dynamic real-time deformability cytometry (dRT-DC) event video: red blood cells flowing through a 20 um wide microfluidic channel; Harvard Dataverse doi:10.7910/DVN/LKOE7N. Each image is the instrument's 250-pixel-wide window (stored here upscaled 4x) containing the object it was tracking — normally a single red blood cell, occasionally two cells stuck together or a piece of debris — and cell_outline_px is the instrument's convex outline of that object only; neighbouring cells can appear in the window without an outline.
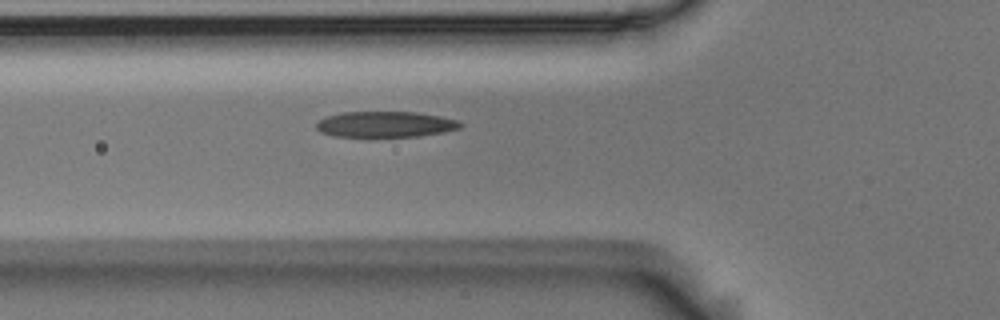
{"species": "Egyptian fruit bat (a non-hibernating species)", "species_latin": "Rousettus aegyptiacus", "temperature_condition": "room temperature", "stored_images_in_passage": 6, "camera_frame_rate_fps": 3000, "um_per_image_px": 0.085, "animal": {"sex": "male"}, "frame": {"image": 1, "passage_image": 6, "time_ms": 1.667, "image_size_px": [1000, 320], "cell_outline_px": [[464, 124], [460, 128], [444, 132], [420, 136], [332, 136], [320, 132], [316, 128], [316, 124], [320, 120], [328, 116], [340, 112], [416, 112], [440, 116], [456, 120]], "centroid_in_image_um": [32.76, 10.56], "position_along_channel_um": 93.0, "area_um2": 21.56}}